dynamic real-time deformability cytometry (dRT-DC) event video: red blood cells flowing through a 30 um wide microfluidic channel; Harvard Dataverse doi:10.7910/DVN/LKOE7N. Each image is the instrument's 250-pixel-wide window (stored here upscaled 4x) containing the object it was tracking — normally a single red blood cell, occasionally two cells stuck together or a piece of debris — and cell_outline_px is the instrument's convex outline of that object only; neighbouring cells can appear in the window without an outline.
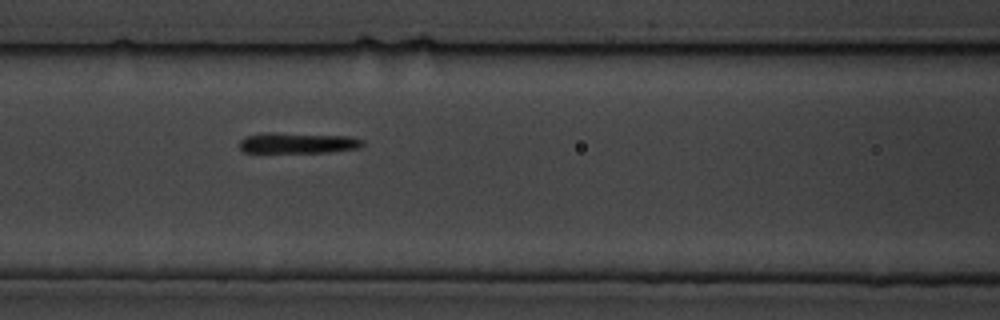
{"species": "common noctule bat (a hibernating species)", "species_latin": "Nyctalus noctula", "temperature_condition": "cold", "stored_images_in_passage": 15, "camera_frame_rate_fps": 3000, "um_per_image_px": 0.085, "animal": {"sex": "male", "body_mass_g": 19.5, "forearm_length_mm": 54.6}, "frame": {"image": 1, "passage_image": 7, "time_ms": 8.0, "image_size_px": [1000, 320], "cell_outline_px": [[364, 144], [360, 148], [332, 152], [244, 152], [240, 148], [240, 140], [244, 136], [264, 132], [272, 132], [348, 136], [364, 140]], "centroid_in_image_um": [25.32, 12.14], "position_along_channel_um": 141.3, "area_um2": 15.03}}
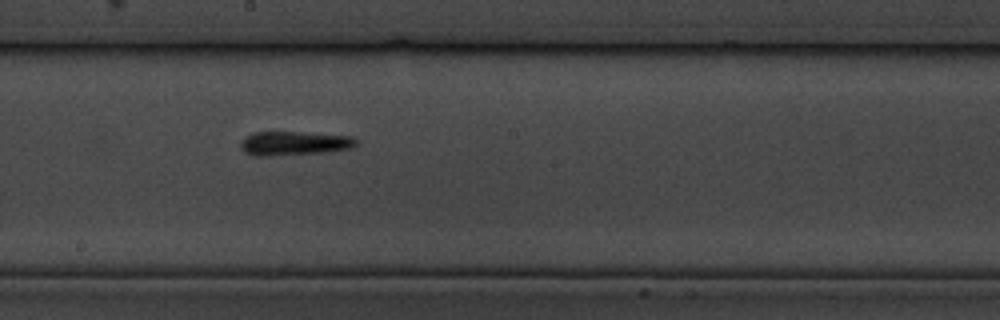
{"frame": {"image": 2, "passage_image": 9, "time_ms": 10.333, "image_size_px": [1000, 320], "cell_outline_px": [[360, 140], [352, 148], [324, 152], [264, 156], [256, 156], [244, 152], [240, 148], [240, 140], [244, 136], [252, 132], [300, 132], [352, 136]], "centroid_in_image_um": [24.97, 12.17], "position_along_channel_um": 223.2, "area_um2": 16.3}}
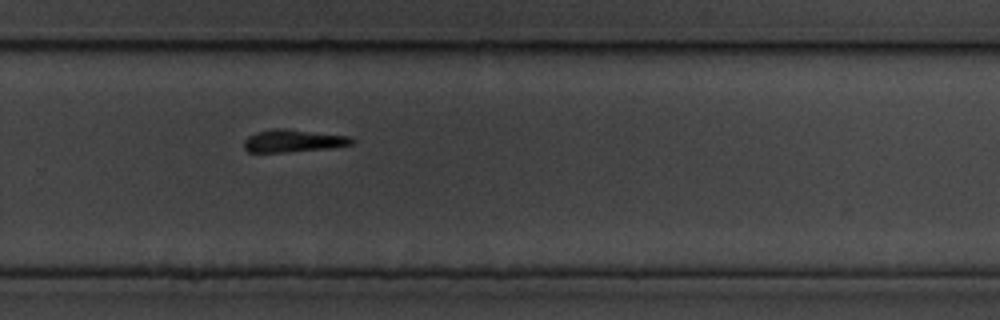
{"frame": {"image": 3, "passage_image": 11, "time_ms": 12.667, "image_size_px": [1000, 320], "cell_outline_px": [[356, 140], [352, 144], [332, 148], [284, 152], [248, 152], [244, 148], [244, 140], [248, 136], [256, 132], [272, 128], [284, 128], [348, 136]], "centroid_in_image_um": [24.91, 11.97], "position_along_channel_um": 304.9, "area_um2": 14.22}, "authors_computed_cell_mechanics": {"area_um2": 16.1262, "velocity_mm_per_s": 3.5271, "shape_relaxation_time_tau1_ms": 3.0882, "shape_relaxation_time_tau2_ms": 2.1816, "deformation_change_tau1": 0.1204, "deformation_change_tau2": 0.0954}}